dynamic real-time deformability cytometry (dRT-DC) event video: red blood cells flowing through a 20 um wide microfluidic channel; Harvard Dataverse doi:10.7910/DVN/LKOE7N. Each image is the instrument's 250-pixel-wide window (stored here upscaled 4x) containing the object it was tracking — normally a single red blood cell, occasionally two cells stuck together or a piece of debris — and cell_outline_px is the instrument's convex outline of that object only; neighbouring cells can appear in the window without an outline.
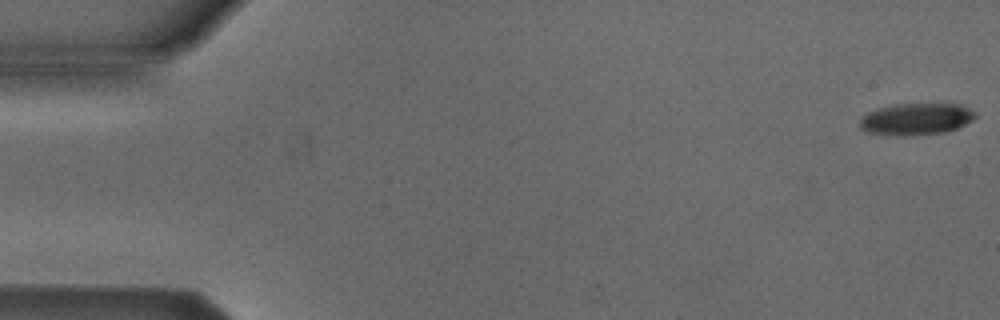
{"species": "Egyptian fruit bat (a non-hibernating species)", "species_latin": "Rousettus aegyptiacus", "temperature_condition": "cold", "stored_images_in_passage": 53, "camera_frame_rate_fps": 3000, "um_per_image_px": 0.085, "animal": {"sex": "male"}, "frame": {"image": 1, "passage_image": 1, "time_ms": 0.0, "image_size_px": [1000, 320], "cell_outline_px": [[976, 116], [972, 120], [956, 128], [944, 132], [904, 136], [868, 132], [860, 128], [860, 116], [876, 108], [892, 104], [960, 104], [976, 112]], "centroid_in_image_um": [77.84, 10.1], "position_along_channel_um": 7.2, "area_um2": 21.33}}
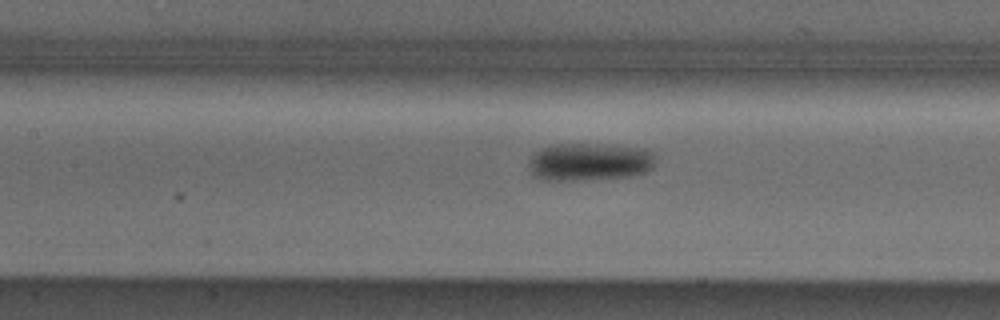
{"frame": {"image": 2, "passage_image": 24, "time_ms": 7.667, "image_size_px": [1000, 320], "cell_outline_px": [[656, 164], [652, 168], [644, 172], [632, 176], [584, 180], [540, 180], [532, 176], [528, 164], [528, 160], [540, 148], [552, 144], [620, 144], [648, 148], [656, 156]], "centroid_in_image_um": [50.14, 13.74], "position_along_channel_um": 157.3, "area_um2": 28.78}}
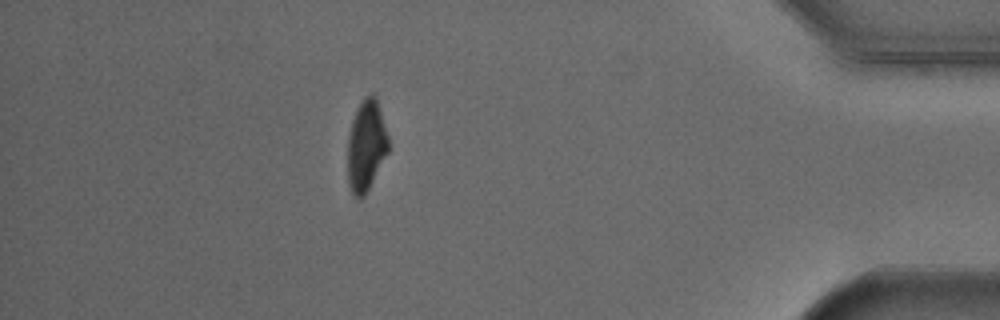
{"frame": {"image": 3, "passage_image": 47, "time_ms": 15.333, "image_size_px": [1000, 320], "cell_outline_px": [[388, 152], [364, 196], [360, 200], [356, 200], [348, 184], [348, 132], [356, 108], [364, 96], [372, 92], [376, 96], [388, 136]], "centroid_in_image_um": [31.11, 12.35], "position_along_channel_um": 404.1, "area_um2": 21.73}, "authors_computed_cell_mechanics": {"area_um2": 23.8714, "velocity_mm_per_s": 3.8629, "shape_relaxation_time_tau1_ms": 2.2374, "shape_relaxation_time_tau2_ms": null, "deformation_change_tau1": 0.1195, "deformation_change_tau2": null}}